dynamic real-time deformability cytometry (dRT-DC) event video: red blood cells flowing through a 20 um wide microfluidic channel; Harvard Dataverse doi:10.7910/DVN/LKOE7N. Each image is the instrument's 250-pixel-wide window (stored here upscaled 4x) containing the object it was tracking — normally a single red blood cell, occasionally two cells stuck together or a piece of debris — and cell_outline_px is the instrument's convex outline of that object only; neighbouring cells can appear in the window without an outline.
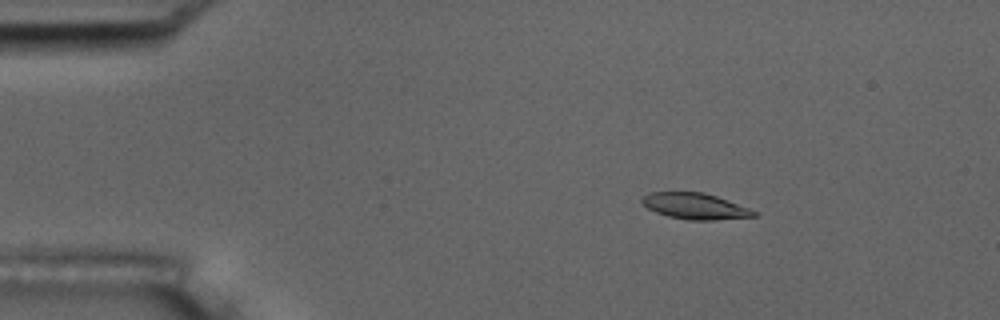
{"species": "common noctule bat (a hibernating species)", "species_latin": "Nyctalus noctula", "temperature_condition": "room temperature", "stored_images_in_passage": 55, "camera_frame_rate_fps": 3000, "um_per_image_px": 0.085, "animal": {"sex": "male", "body_mass_g": 17.5, "forearm_length_mm": 52.3}, "frame": {"image": 1, "passage_image": 9, "time_ms": 2.667, "image_size_px": [1000, 320], "cell_outline_px": [[760, 216], [712, 220], [688, 220], [668, 216], [656, 212], [648, 208], [640, 200], [648, 192], [704, 192], [716, 196], [748, 208], [756, 212]], "centroid_in_image_um": [59.07, 17.52], "position_along_channel_um": 25.9, "area_um2": 16.88}}
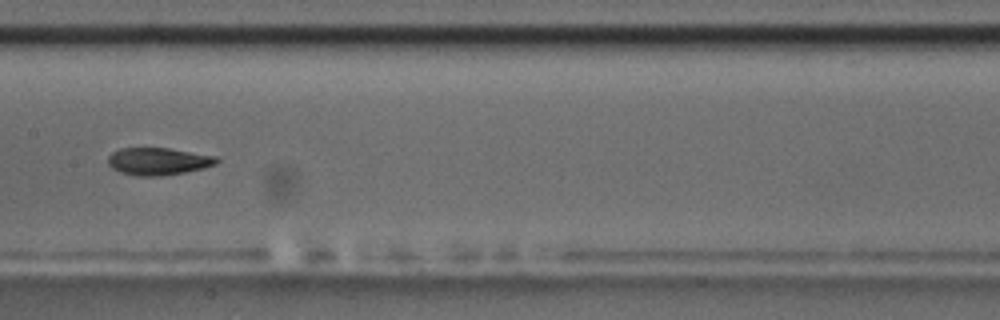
{"frame": {"image": 2, "passage_image": 28, "time_ms": 9.0, "image_size_px": [1000, 320], "cell_outline_px": [[220, 160], [216, 164], [204, 168], [184, 172], [160, 176], [136, 176], [120, 172], [112, 168], [108, 164], [108, 156], [112, 152], [120, 148], [168, 148], [216, 156]], "centroid_in_image_um": [13.44, 13.71], "position_along_channel_um": 194.0, "area_um2": 17.34}}
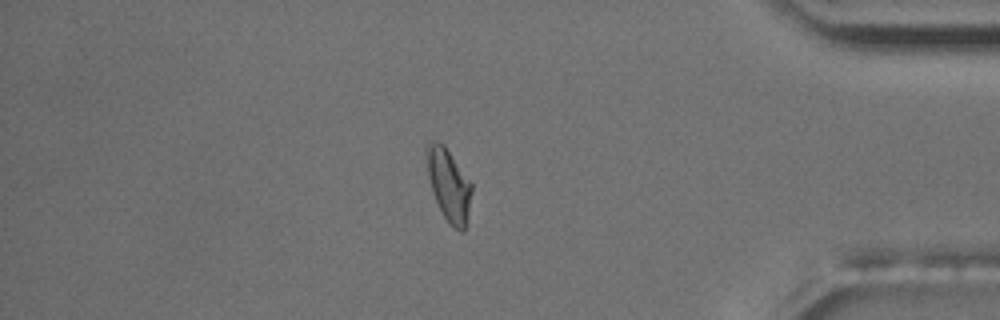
{"frame": {"image": 3, "passage_image": 47, "time_ms": 15.333, "image_size_px": [1000, 320], "cell_outline_px": [[472, 192], [468, 220], [464, 232], [460, 232], [444, 216], [432, 192], [428, 176], [424, 152], [424, 148], [428, 140], [436, 140], [444, 144], [472, 184]], "centroid_in_image_um": [38.12, 15.65], "position_along_channel_um": 397.1, "area_um2": 19.19}, "authors_computed_cell_mechanics": {"area_um2": 17.5134, "velocity_mm_per_s": 3.7103, "shape_relaxation_time_tau1_ms": 4.3312, "shape_relaxation_time_tau2_ms": 3.3063, "deformation_change_tau1": 0.1476, "deformation_change_tau2": 0.0517}}